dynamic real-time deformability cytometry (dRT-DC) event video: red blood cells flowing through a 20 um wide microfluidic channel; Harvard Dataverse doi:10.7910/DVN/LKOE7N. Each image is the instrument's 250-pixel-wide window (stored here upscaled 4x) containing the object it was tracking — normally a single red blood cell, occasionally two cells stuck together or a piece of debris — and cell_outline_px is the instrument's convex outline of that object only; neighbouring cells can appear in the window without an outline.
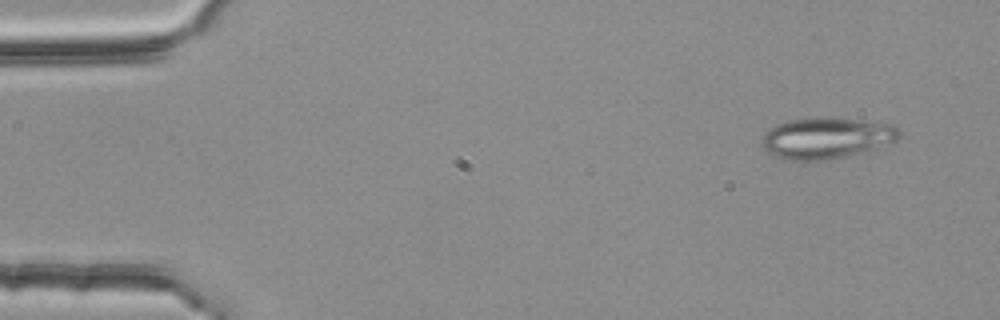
{"species": "common noctule bat (a hibernating species)", "species_latin": "Nyctalus noctula", "temperature_condition": "room temperature", "stored_images_in_passage": 3, "camera_frame_rate_fps": 3000, "um_per_image_px": 0.085, "animal": {"sex": "female", "body_mass_g": 25.1}, "frame": {"image": 1, "passage_image": 1, "time_ms": 0.0, "image_size_px": [1000, 320], "cell_outline_px": [[900, 136], [896, 140], [876, 148], [864, 152], [844, 156], [820, 160], [788, 160], [776, 156], [768, 152], [760, 144], [760, 140], [768, 128], [776, 124], [788, 120], [816, 116], [824, 116], [888, 120], [896, 124], [900, 132]], "centroid_in_image_um": [70.31, 11.67], "position_along_channel_um": 14.7, "area_um2": 34.1}}